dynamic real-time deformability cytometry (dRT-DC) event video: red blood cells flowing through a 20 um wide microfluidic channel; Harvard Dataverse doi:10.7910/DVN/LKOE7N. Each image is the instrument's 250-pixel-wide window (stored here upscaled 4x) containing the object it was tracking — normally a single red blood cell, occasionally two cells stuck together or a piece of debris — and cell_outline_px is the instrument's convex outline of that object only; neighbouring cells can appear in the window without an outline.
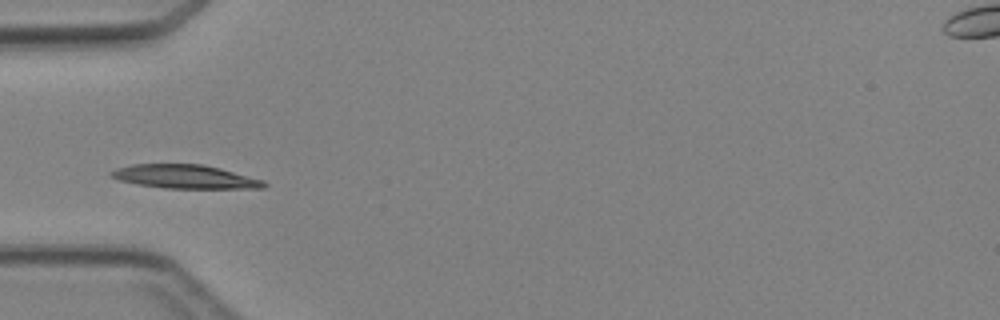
{"species": "Egyptian fruit bat (a non-hibernating species)", "species_latin": "Rousettus aegyptiacus", "temperature_condition": "cold", "stored_images_in_passage": 4, "camera_frame_rate_fps": 3000, "um_per_image_px": 0.085, "animal": {"sex": "female"}, "frame": {"image": 1, "passage_image": 4, "time_ms": 3.667, "image_size_px": [1000, 320], "cell_outline_px": [[268, 184], [264, 188], [164, 188], [136, 184], [120, 180], [108, 176], [108, 172], [116, 168], [132, 164], [204, 164], [220, 168], [264, 180]], "centroid_in_image_um": [15.7, 15.01], "position_along_channel_um": 69.3, "area_um2": 21.21}}